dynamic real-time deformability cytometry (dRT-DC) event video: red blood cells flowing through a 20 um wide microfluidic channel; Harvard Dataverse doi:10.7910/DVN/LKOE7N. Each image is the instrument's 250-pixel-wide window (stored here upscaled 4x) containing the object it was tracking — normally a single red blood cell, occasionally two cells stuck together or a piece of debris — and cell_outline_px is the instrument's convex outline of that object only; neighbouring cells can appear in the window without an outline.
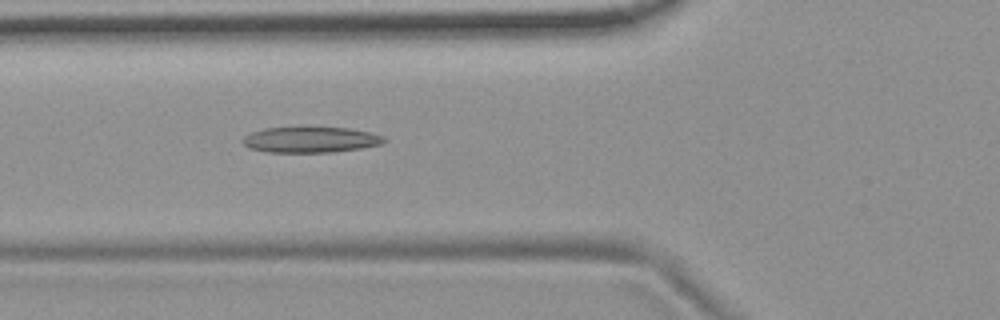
{"species": "common noctule bat (a hibernating species)", "species_latin": "Nyctalus noctula", "temperature_condition": "room temperature", "stored_images_in_passage": 2, "camera_frame_rate_fps": 3000, "um_per_image_px": 0.085, "animal": {"sex": "female", "body_mass_g": 19.9}, "frame": {"image": 1, "passage_image": 2, "time_ms": 1.0, "image_size_px": [1000, 320], "cell_outline_px": [[384, 140], [380, 144], [360, 148], [332, 152], [268, 152], [248, 148], [244, 144], [244, 136], [252, 132], [264, 128], [348, 128], [368, 132], [384, 136]], "centroid_in_image_um": [26.37, 11.88], "position_along_channel_um": 99.4, "area_um2": 20.75}}